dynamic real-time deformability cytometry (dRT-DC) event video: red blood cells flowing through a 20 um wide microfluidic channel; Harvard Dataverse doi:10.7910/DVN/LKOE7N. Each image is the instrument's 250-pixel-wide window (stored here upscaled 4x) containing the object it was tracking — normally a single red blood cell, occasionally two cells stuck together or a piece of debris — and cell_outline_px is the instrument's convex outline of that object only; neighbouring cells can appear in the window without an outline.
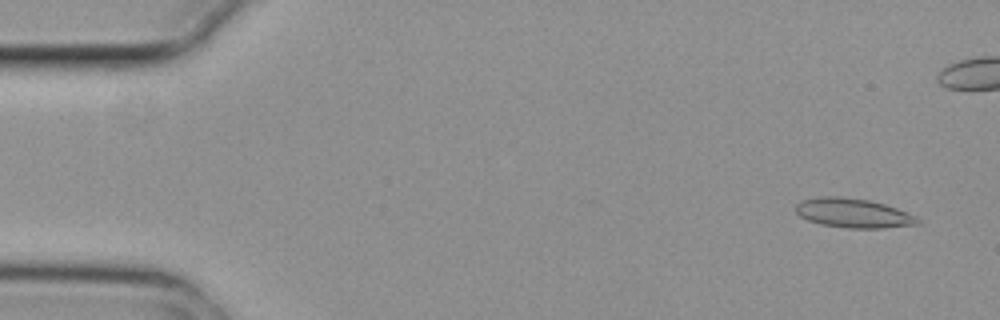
{"species": "common noctule bat (a hibernating species)", "species_latin": "Nyctalus noctula", "temperature_condition": "cold", "stored_images_in_passage": 11, "camera_frame_rate_fps": 3000, "um_per_image_px": 0.085, "animal": {"sex": "female", "body_mass_g": 29.2, "forearm_length_mm": 56.3}, "frame": {"image": 1, "passage_image": 1, "time_ms": 0.0, "image_size_px": [1000, 320], "cell_outline_px": [[920, 224], [884, 228], [848, 228], [820, 224], [808, 220], [800, 216], [796, 212], [796, 204], [800, 200], [820, 196], [840, 196], [868, 200], [884, 204], [896, 208], [916, 216], [920, 220]], "centroid_in_image_um": [72.51, 18.11], "position_along_channel_um": 12.5, "area_um2": 20.87}}
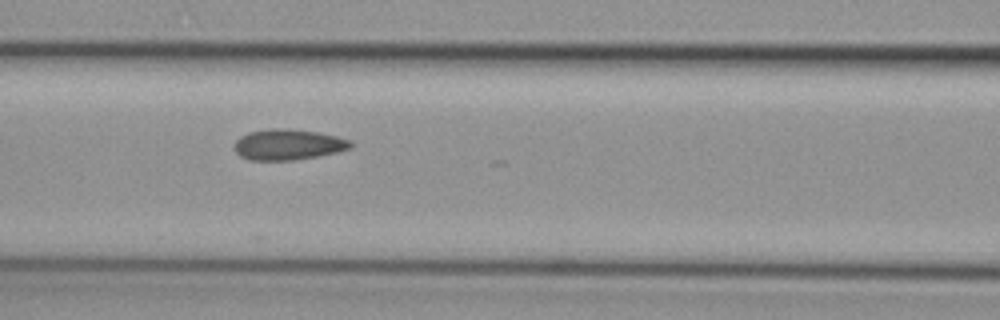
{"frame": {"image": 2, "passage_image": 7, "time_ms": 2.0, "image_size_px": [1000, 320], "cell_outline_px": [[352, 148], [320, 156], [292, 160], [248, 160], [240, 156], [236, 152], [236, 140], [240, 136], [248, 132], [272, 128], [284, 128], [316, 132], [336, 136], [352, 140]], "centroid_in_image_um": [24.5, 12.29], "position_along_channel_um": 142.1, "area_um2": 20.81}}
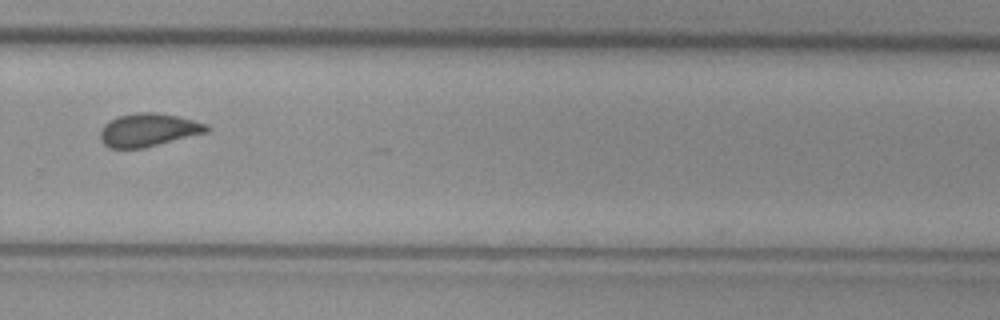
{"frame": {"image": 3, "passage_image": 11, "time_ms": 3.333, "image_size_px": [1000, 320], "cell_outline_px": [[212, 128], [208, 132], [144, 148], [108, 148], [100, 140], [100, 128], [104, 124], [116, 116], [136, 112], [156, 112], [180, 116], [208, 124]], "centroid_in_image_um": [12.62, 11.03], "position_along_channel_um": 317.2, "area_um2": 20.92}}